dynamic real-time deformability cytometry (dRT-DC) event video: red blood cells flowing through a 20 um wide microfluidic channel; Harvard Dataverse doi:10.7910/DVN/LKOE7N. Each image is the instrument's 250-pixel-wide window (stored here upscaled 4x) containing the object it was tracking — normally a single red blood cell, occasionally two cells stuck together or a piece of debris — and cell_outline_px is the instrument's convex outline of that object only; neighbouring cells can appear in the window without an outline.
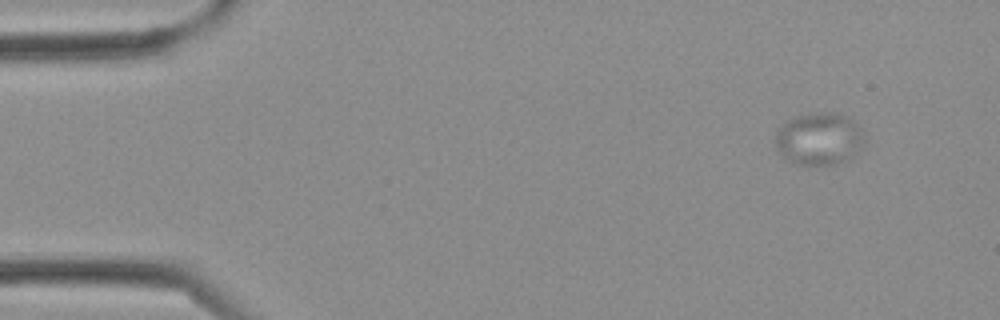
{"species": "Egyptian fruit bat (a non-hibernating species)", "species_latin": "Rousettus aegyptiacus", "temperature_condition": "cold", "stored_images_in_passage": 3, "camera_frame_rate_fps": 3000, "um_per_image_px": 0.085, "frame": {"image": 1, "passage_image": 1, "time_ms": 0.0, "image_size_px": [1000, 320], "cell_outline_px": [[864, 140], [860, 148], [852, 156], [836, 164], [796, 164], [788, 160], [776, 148], [772, 140], [776, 132], [788, 120], [796, 116], [812, 112], [836, 112], [848, 116], [860, 128], [864, 136]], "centroid_in_image_um": [69.6, 11.77], "position_along_channel_um": 15.4, "area_um2": 27.17}}
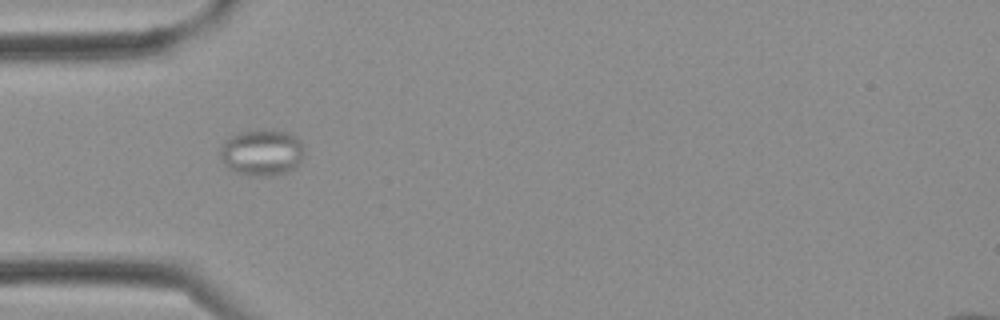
{"frame": {"image": 2, "passage_image": 3, "time_ms": 0.667, "image_size_px": [1000, 320], "cell_outline_px": [[304, 156], [296, 168], [288, 172], [272, 176], [252, 176], [236, 172], [228, 168], [220, 160], [220, 148], [232, 136], [240, 132], [260, 128], [272, 128], [296, 136], [300, 140], [304, 148]], "centroid_in_image_um": [22.29, 12.96], "position_along_channel_um": 62.7, "area_um2": 23.18}}